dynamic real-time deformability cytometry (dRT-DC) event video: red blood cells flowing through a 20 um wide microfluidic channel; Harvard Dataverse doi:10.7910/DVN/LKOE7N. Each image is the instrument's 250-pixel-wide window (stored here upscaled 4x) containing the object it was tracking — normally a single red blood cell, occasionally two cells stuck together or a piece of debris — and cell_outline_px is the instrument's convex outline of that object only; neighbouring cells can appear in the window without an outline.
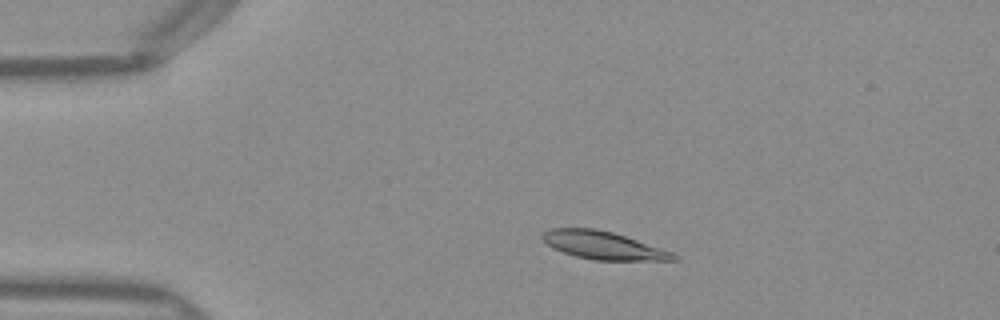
{"species": "Egyptian fruit bat (a non-hibernating species)", "species_latin": "Rousettus aegyptiacus", "temperature_condition": "warm", "stored_images_in_passage": 48, "camera_frame_rate_fps": 3000, "um_per_image_px": 0.085, "frame": {"image": 1, "passage_image": 8, "time_ms": 2.333, "image_size_px": [1000, 320], "cell_outline_px": [[680, 260], [592, 260], [576, 256], [552, 248], [540, 236], [544, 232], [552, 228], [592, 228], [612, 232], [672, 252], [680, 256]], "centroid_in_image_um": [51.28, 20.86], "position_along_channel_um": 33.7, "area_um2": 21.04}}
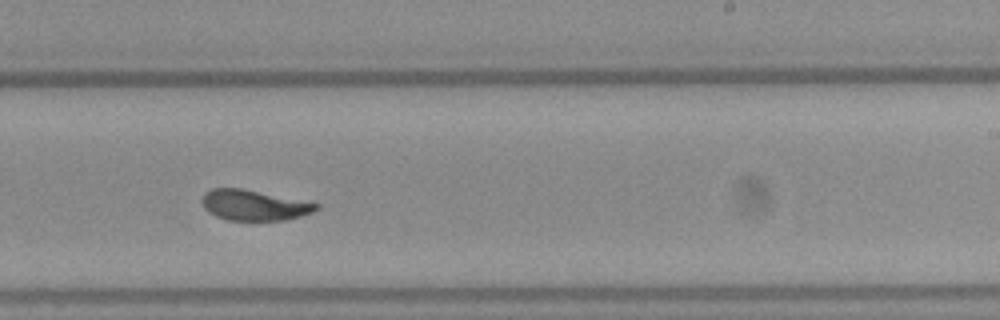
{"frame": {"image": 2, "passage_image": 29, "time_ms": 9.333, "image_size_px": [1000, 320], "cell_outline_px": [[320, 208], [312, 212], [300, 216], [284, 220], [228, 220], [216, 216], [208, 212], [204, 208], [200, 200], [204, 192], [212, 188], [240, 188], [320, 204]], "centroid_in_image_um": [21.54, 17.44], "position_along_channel_um": 267.5, "area_um2": 20.17}}
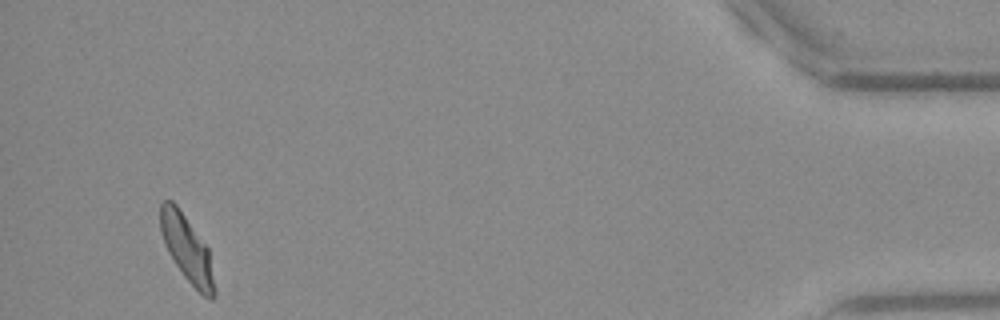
{"frame": {"image": 3, "passage_image": 46, "time_ms": 15.0, "image_size_px": [1000, 320], "cell_outline_px": [[216, 292], [212, 300], [208, 300], [184, 276], [168, 252], [164, 244], [160, 232], [160, 204], [164, 200], [172, 200], [176, 204], [208, 248]], "centroid_in_image_um": [15.87, 21.14], "position_along_channel_um": 419.3, "area_um2": 20.63}, "authors_computed_cell_mechanics": {"area_um2": 21.0103, "velocity_mm_per_s": 3.989, "shape_relaxation_time_tau1_ms": 3.7789, "shape_relaxation_time_tau2_ms": 0.837, "deformation_change_tau1": 0.1684, "deformation_change_tau2": 0.0695}}